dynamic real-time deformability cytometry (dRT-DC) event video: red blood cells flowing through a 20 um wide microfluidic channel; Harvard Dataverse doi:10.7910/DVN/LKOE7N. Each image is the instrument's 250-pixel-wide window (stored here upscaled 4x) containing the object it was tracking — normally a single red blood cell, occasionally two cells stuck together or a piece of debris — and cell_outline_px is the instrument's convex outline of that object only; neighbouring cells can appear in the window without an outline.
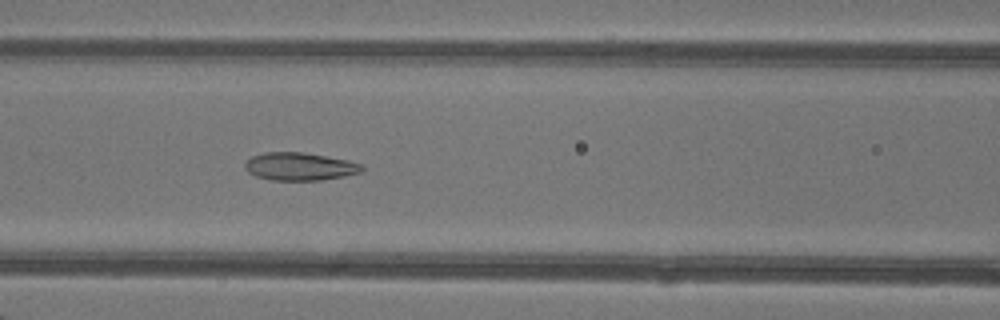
{"species": "common noctule bat (a hibernating species)", "species_latin": "Nyctalus noctula", "temperature_condition": "warm", "stored_images_in_passage": 49, "camera_frame_rate_fps": 3000, "um_per_image_px": 0.085, "animal": {"sex": "female"}, "frame": {"image": 1, "passage_image": 22, "time_ms": 7.0, "image_size_px": [1000, 320], "cell_outline_px": [[364, 168], [360, 172], [344, 176], [320, 180], [272, 180], [256, 176], [248, 172], [244, 168], [244, 164], [252, 156], [264, 152], [304, 152], [348, 160], [364, 164]], "centroid_in_image_um": [25.48, 14.14], "position_along_channel_um": 141.1, "area_um2": 19.02}}
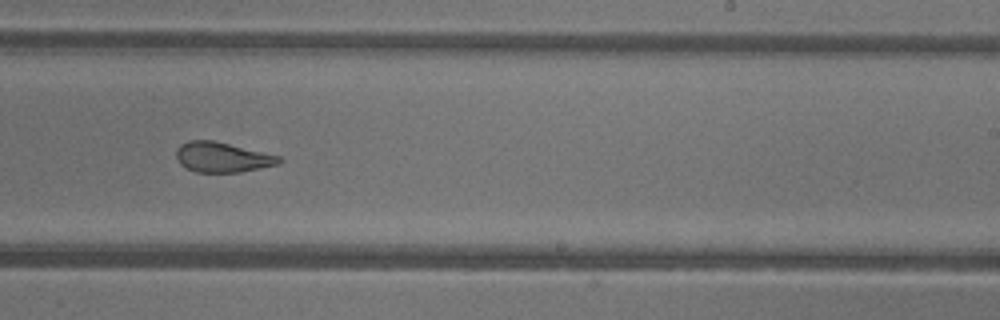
{"frame": {"image": 2, "passage_image": 31, "time_ms": 10.0, "image_size_px": [1000, 320], "cell_outline_px": [[284, 160], [280, 164], [240, 172], [196, 172], [184, 168], [176, 160], [176, 148], [180, 144], [188, 140], [212, 140], [280, 156]], "centroid_in_image_um": [18.86, 13.37], "position_along_channel_um": 270.1, "area_um2": 18.15}}
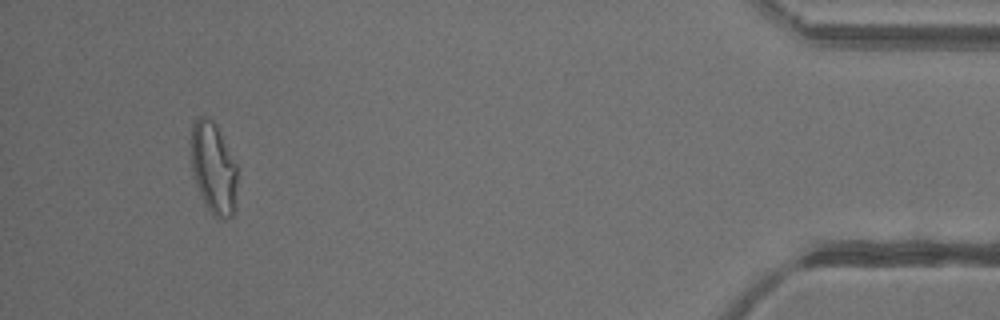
{"frame": {"image": 3, "passage_image": 46, "time_ms": 15.0, "image_size_px": [1000, 320], "cell_outline_px": [[236, 184], [232, 216], [228, 220], [220, 220], [204, 204], [196, 184], [192, 172], [188, 140], [192, 124], [196, 116], [204, 116], [212, 120], [216, 124], [236, 164]], "centroid_in_image_um": [18.08, 14.23], "position_along_channel_um": 417.1, "area_um2": 25.03}, "authors_computed_cell_mechanics": {"area_um2": 22.253, "velocity_mm_per_s": 4.3068, "shape_relaxation_time_tau1_ms": null, "shape_relaxation_time_tau2_ms": 1.5629, "deformation_change_tau1": null, "deformation_change_tau2": 0.0884}}